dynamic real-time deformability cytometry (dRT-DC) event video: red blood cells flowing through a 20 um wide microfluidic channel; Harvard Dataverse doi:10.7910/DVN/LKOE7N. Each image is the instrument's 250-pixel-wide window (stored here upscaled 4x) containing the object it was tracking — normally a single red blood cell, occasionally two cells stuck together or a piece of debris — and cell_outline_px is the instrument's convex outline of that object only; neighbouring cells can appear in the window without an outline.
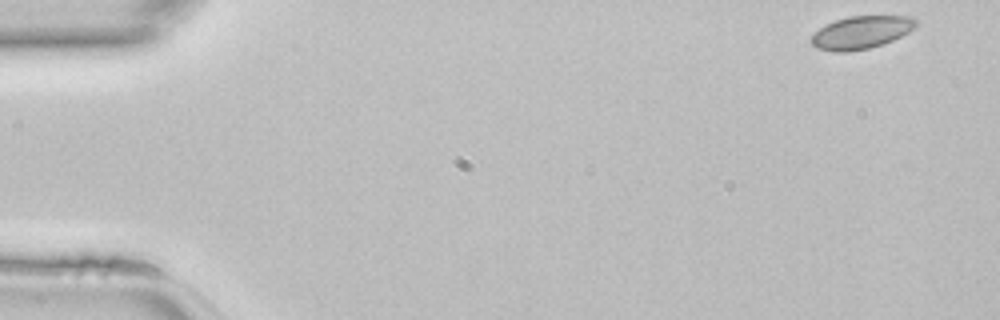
{"species": "common noctule bat (a hibernating species)", "species_latin": "Nyctalus noctula", "temperature_condition": "room temperature", "stored_images_in_passage": 45, "camera_frame_rate_fps": 3000, "um_per_image_px": 0.085, "animal": {"sex": "female", "body_mass_g": 22.7, "forearm_length_mm": 54.2}, "frame": {"image": 1, "passage_image": 1, "time_ms": 0.0, "image_size_px": [1000, 320], "cell_outline_px": [[916, 28], [892, 40], [868, 48], [848, 52], [832, 52], [816, 48], [812, 44], [812, 36], [824, 24], [848, 16], [912, 16], [916, 20]], "centroid_in_image_um": [73.19, 2.75], "position_along_channel_um": 11.8, "area_um2": 19.88}}
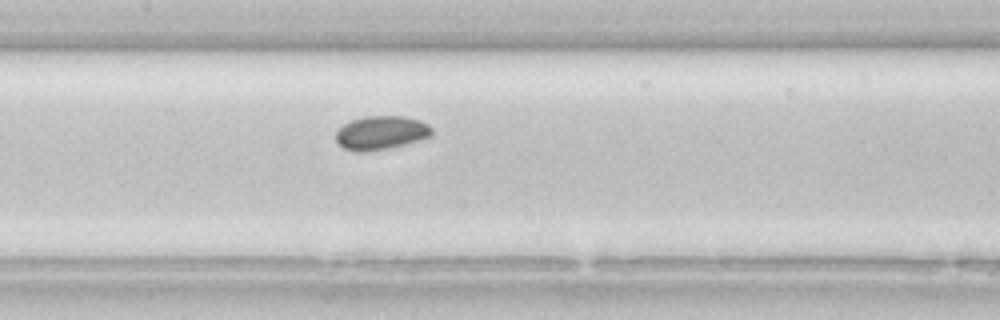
{"frame": {"image": 2, "passage_image": 21, "time_ms": 6.667, "image_size_px": [1000, 320], "cell_outline_px": [[432, 136], [404, 144], [388, 148], [364, 152], [356, 152], [344, 148], [336, 140], [336, 132], [344, 124], [352, 120], [364, 116], [404, 116], [420, 120], [428, 124], [432, 128]], "centroid_in_image_um": [32.4, 11.28], "position_along_channel_um": 175.0, "area_um2": 18.79}}
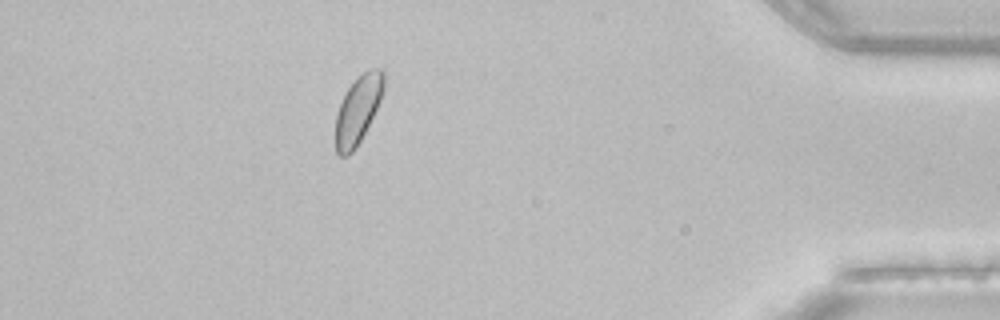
{"frame": {"image": 3, "passage_image": 40, "time_ms": 13.0, "image_size_px": [1000, 320], "cell_outline_px": [[384, 88], [380, 100], [356, 148], [348, 156], [340, 156], [336, 152], [336, 116], [340, 104], [348, 88], [368, 68], [384, 68]], "centroid_in_image_um": [30.43, 9.32], "position_along_channel_um": 404.8, "area_um2": 18.61}}